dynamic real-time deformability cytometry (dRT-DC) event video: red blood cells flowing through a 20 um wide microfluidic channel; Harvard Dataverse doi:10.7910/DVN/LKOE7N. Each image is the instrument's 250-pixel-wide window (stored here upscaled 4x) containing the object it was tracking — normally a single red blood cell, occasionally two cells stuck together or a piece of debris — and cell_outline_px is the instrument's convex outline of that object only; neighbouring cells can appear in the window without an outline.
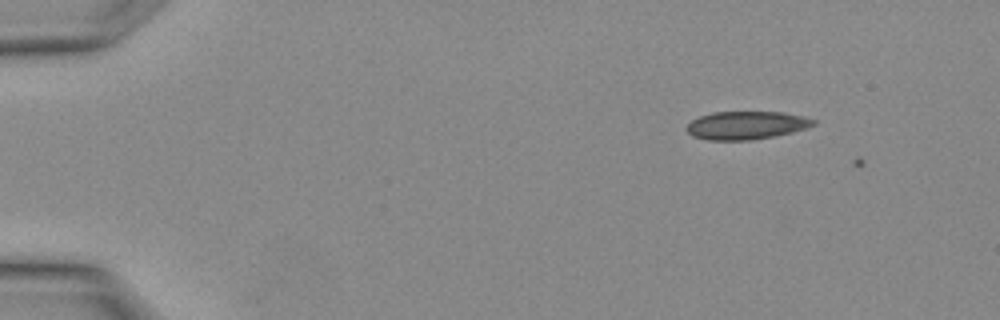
{"species": "Egyptian fruit bat (a non-hibernating species)", "species_latin": "Rousettus aegyptiacus", "temperature_condition": "warm", "stored_images_in_passage": 2, "camera_frame_rate_fps": 3000, "um_per_image_px": 0.085, "animal": {"sex": "female"}, "frame": {"image": 1, "passage_image": 1, "time_ms": 0.0, "image_size_px": [1000, 320], "cell_outline_px": [[816, 124], [808, 128], [792, 132], [752, 140], [708, 140], [692, 136], [688, 132], [688, 124], [692, 120], [700, 116], [712, 112], [784, 112], [804, 116], [816, 120]], "centroid_in_image_um": [63.47, 10.64], "position_along_channel_um": 21.5, "area_um2": 20.75}}